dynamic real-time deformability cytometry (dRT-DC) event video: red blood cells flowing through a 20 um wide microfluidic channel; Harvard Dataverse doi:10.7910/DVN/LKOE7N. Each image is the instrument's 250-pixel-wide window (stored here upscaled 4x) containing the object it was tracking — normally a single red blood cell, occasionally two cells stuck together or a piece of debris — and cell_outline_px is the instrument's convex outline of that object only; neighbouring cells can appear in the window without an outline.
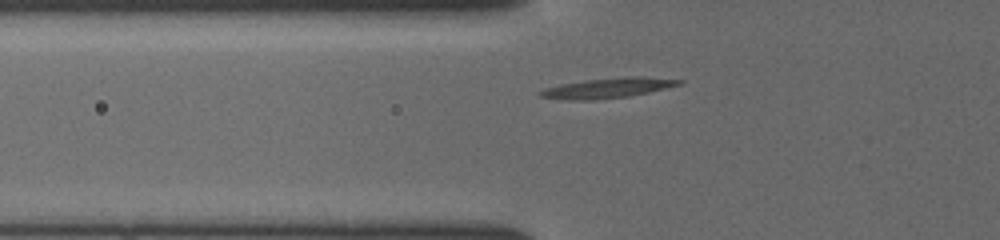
{"species": "common noctule bat (a hibernating species)", "species_latin": "Nyctalus noctula", "temperature_condition": "cold", "stored_images_in_passage": 40, "camera_frame_rate_fps": 3000, "um_per_image_px": 0.085, "animal": {"sex": "female", "body_mass_g": 19.5, "forearm_length_mm": 54.1}, "frame": {"image": 1, "passage_image": 9, "time_ms": 2.667, "image_size_px": [1000, 240], "cell_outline_px": [[684, 84], [648, 92], [628, 96], [592, 100], [568, 100], [540, 96], [536, 92], [544, 88], [560, 84], [584, 80], [624, 76], [644, 76], [684, 80]], "centroid_in_image_um": [51.67, 7.46], "position_along_channel_um": 74.1, "area_um2": 16.42}}
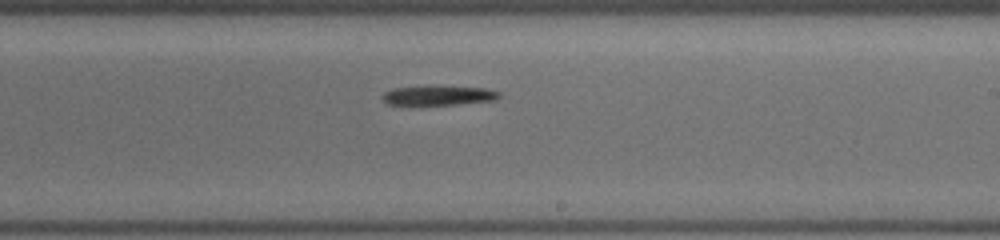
{"frame": {"image": 2, "passage_image": 22, "time_ms": 7.0, "image_size_px": [1000, 240], "cell_outline_px": [[500, 96], [496, 100], [456, 104], [388, 104], [380, 96], [384, 92], [392, 88], [488, 88], [500, 92]], "centroid_in_image_um": [37.3, 8.14], "position_along_channel_um": 251.7, "area_um2": 12.43}}
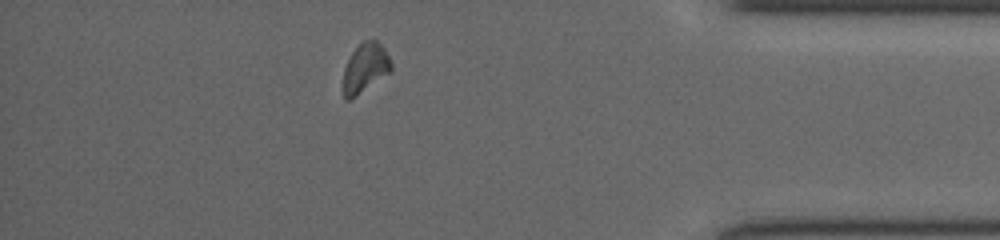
{"frame": {"image": 3, "passage_image": 35, "time_ms": 11.333, "image_size_px": [1000, 240], "cell_outline_px": [[392, 72], [348, 100], [344, 100], [344, 68], [352, 52], [364, 40], [376, 40], [384, 48], [392, 64]], "centroid_in_image_um": [31.07, 5.76], "position_along_channel_um": 404.1, "area_um2": 13.53}}